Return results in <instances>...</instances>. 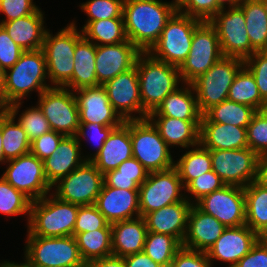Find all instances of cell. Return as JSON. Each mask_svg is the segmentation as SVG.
<instances>
[{"label":"cell","instance_id":"cell-15","mask_svg":"<svg viewBox=\"0 0 267 267\" xmlns=\"http://www.w3.org/2000/svg\"><path fill=\"white\" fill-rule=\"evenodd\" d=\"M103 183V174L91 161H85L54 184L57 187L54 194L60 200L79 206L93 205Z\"/></svg>","mask_w":267,"mask_h":267},{"label":"cell","instance_id":"cell-52","mask_svg":"<svg viewBox=\"0 0 267 267\" xmlns=\"http://www.w3.org/2000/svg\"><path fill=\"white\" fill-rule=\"evenodd\" d=\"M24 50L18 46L0 25V67L7 71L18 60Z\"/></svg>","mask_w":267,"mask_h":267},{"label":"cell","instance_id":"cell-33","mask_svg":"<svg viewBox=\"0 0 267 267\" xmlns=\"http://www.w3.org/2000/svg\"><path fill=\"white\" fill-rule=\"evenodd\" d=\"M96 45L84 36L77 42L74 51V69L71 80L64 86L73 91L83 87H96Z\"/></svg>","mask_w":267,"mask_h":267},{"label":"cell","instance_id":"cell-55","mask_svg":"<svg viewBox=\"0 0 267 267\" xmlns=\"http://www.w3.org/2000/svg\"><path fill=\"white\" fill-rule=\"evenodd\" d=\"M117 127H108L105 125H101L98 123H80L79 124V129L76 134V137L78 141H80L81 137H86L88 132H92L91 134V139L95 140L98 144V148L96 149V153L92 157L84 158L86 161H90L103 147L104 142L106 139L109 137L111 132ZM87 130V131H86ZM87 132V133H86Z\"/></svg>","mask_w":267,"mask_h":267},{"label":"cell","instance_id":"cell-53","mask_svg":"<svg viewBox=\"0 0 267 267\" xmlns=\"http://www.w3.org/2000/svg\"><path fill=\"white\" fill-rule=\"evenodd\" d=\"M170 267H212L206 252L181 247L175 254Z\"/></svg>","mask_w":267,"mask_h":267},{"label":"cell","instance_id":"cell-51","mask_svg":"<svg viewBox=\"0 0 267 267\" xmlns=\"http://www.w3.org/2000/svg\"><path fill=\"white\" fill-rule=\"evenodd\" d=\"M64 137L62 133L51 130L31 142L30 152L43 161L56 151Z\"/></svg>","mask_w":267,"mask_h":267},{"label":"cell","instance_id":"cell-10","mask_svg":"<svg viewBox=\"0 0 267 267\" xmlns=\"http://www.w3.org/2000/svg\"><path fill=\"white\" fill-rule=\"evenodd\" d=\"M222 57L215 28L209 22H202L194 30L191 49L178 68L182 82L191 84Z\"/></svg>","mask_w":267,"mask_h":267},{"label":"cell","instance_id":"cell-62","mask_svg":"<svg viewBox=\"0 0 267 267\" xmlns=\"http://www.w3.org/2000/svg\"><path fill=\"white\" fill-rule=\"evenodd\" d=\"M0 162L5 163V157L3 151V137L1 132V108H0Z\"/></svg>","mask_w":267,"mask_h":267},{"label":"cell","instance_id":"cell-6","mask_svg":"<svg viewBox=\"0 0 267 267\" xmlns=\"http://www.w3.org/2000/svg\"><path fill=\"white\" fill-rule=\"evenodd\" d=\"M83 37L75 23H70L54 37L47 30L42 50L47 64L48 79L55 87H64L72 78L74 51L77 42Z\"/></svg>","mask_w":267,"mask_h":267},{"label":"cell","instance_id":"cell-60","mask_svg":"<svg viewBox=\"0 0 267 267\" xmlns=\"http://www.w3.org/2000/svg\"><path fill=\"white\" fill-rule=\"evenodd\" d=\"M243 0H216L217 4L222 8L226 9V3L229 4V8L231 7H238ZM225 5V6H224Z\"/></svg>","mask_w":267,"mask_h":267},{"label":"cell","instance_id":"cell-29","mask_svg":"<svg viewBox=\"0 0 267 267\" xmlns=\"http://www.w3.org/2000/svg\"><path fill=\"white\" fill-rule=\"evenodd\" d=\"M147 118L158 129L168 147L179 145L188 148L200 144L201 121H186L168 116H148Z\"/></svg>","mask_w":267,"mask_h":267},{"label":"cell","instance_id":"cell-30","mask_svg":"<svg viewBox=\"0 0 267 267\" xmlns=\"http://www.w3.org/2000/svg\"><path fill=\"white\" fill-rule=\"evenodd\" d=\"M200 144L208 150H231L248 147L244 127L221 123H200Z\"/></svg>","mask_w":267,"mask_h":267},{"label":"cell","instance_id":"cell-3","mask_svg":"<svg viewBox=\"0 0 267 267\" xmlns=\"http://www.w3.org/2000/svg\"><path fill=\"white\" fill-rule=\"evenodd\" d=\"M142 108L149 115L155 111L164 98L174 92L181 81L176 66L154 58L148 52H141L136 60Z\"/></svg>","mask_w":267,"mask_h":267},{"label":"cell","instance_id":"cell-8","mask_svg":"<svg viewBox=\"0 0 267 267\" xmlns=\"http://www.w3.org/2000/svg\"><path fill=\"white\" fill-rule=\"evenodd\" d=\"M133 157L150 172L174 167L173 158L158 129L148 119L130 120Z\"/></svg>","mask_w":267,"mask_h":267},{"label":"cell","instance_id":"cell-22","mask_svg":"<svg viewBox=\"0 0 267 267\" xmlns=\"http://www.w3.org/2000/svg\"><path fill=\"white\" fill-rule=\"evenodd\" d=\"M94 205L110 224L137 218L140 216L139 190H123L103 183Z\"/></svg>","mask_w":267,"mask_h":267},{"label":"cell","instance_id":"cell-19","mask_svg":"<svg viewBox=\"0 0 267 267\" xmlns=\"http://www.w3.org/2000/svg\"><path fill=\"white\" fill-rule=\"evenodd\" d=\"M140 53L128 39L119 44L96 45L97 86L104 85L120 73L133 68Z\"/></svg>","mask_w":267,"mask_h":267},{"label":"cell","instance_id":"cell-14","mask_svg":"<svg viewBox=\"0 0 267 267\" xmlns=\"http://www.w3.org/2000/svg\"><path fill=\"white\" fill-rule=\"evenodd\" d=\"M212 170L225 185L246 187L257 177L259 156L249 147L231 150H210Z\"/></svg>","mask_w":267,"mask_h":267},{"label":"cell","instance_id":"cell-61","mask_svg":"<svg viewBox=\"0 0 267 267\" xmlns=\"http://www.w3.org/2000/svg\"><path fill=\"white\" fill-rule=\"evenodd\" d=\"M2 267H38V266H35L33 264H31L29 261L25 260V263H20V264H16V263H12V262H7V261H4L2 263Z\"/></svg>","mask_w":267,"mask_h":267},{"label":"cell","instance_id":"cell-56","mask_svg":"<svg viewBox=\"0 0 267 267\" xmlns=\"http://www.w3.org/2000/svg\"><path fill=\"white\" fill-rule=\"evenodd\" d=\"M233 267H267V240L261 237Z\"/></svg>","mask_w":267,"mask_h":267},{"label":"cell","instance_id":"cell-65","mask_svg":"<svg viewBox=\"0 0 267 267\" xmlns=\"http://www.w3.org/2000/svg\"><path fill=\"white\" fill-rule=\"evenodd\" d=\"M267 14V0H261Z\"/></svg>","mask_w":267,"mask_h":267},{"label":"cell","instance_id":"cell-5","mask_svg":"<svg viewBox=\"0 0 267 267\" xmlns=\"http://www.w3.org/2000/svg\"><path fill=\"white\" fill-rule=\"evenodd\" d=\"M202 22L177 10L167 21L159 40L148 53L158 60L179 68L191 49L194 30Z\"/></svg>","mask_w":267,"mask_h":267},{"label":"cell","instance_id":"cell-40","mask_svg":"<svg viewBox=\"0 0 267 267\" xmlns=\"http://www.w3.org/2000/svg\"><path fill=\"white\" fill-rule=\"evenodd\" d=\"M174 168L185 188L192 180L212 170L210 150L198 144L196 148L188 152L174 162Z\"/></svg>","mask_w":267,"mask_h":267},{"label":"cell","instance_id":"cell-47","mask_svg":"<svg viewBox=\"0 0 267 267\" xmlns=\"http://www.w3.org/2000/svg\"><path fill=\"white\" fill-rule=\"evenodd\" d=\"M18 124L24 129L30 142L51 131L48 120L37 105L19 115Z\"/></svg>","mask_w":267,"mask_h":267},{"label":"cell","instance_id":"cell-4","mask_svg":"<svg viewBox=\"0 0 267 267\" xmlns=\"http://www.w3.org/2000/svg\"><path fill=\"white\" fill-rule=\"evenodd\" d=\"M45 195L31 201L28 217V236H73L79 205Z\"/></svg>","mask_w":267,"mask_h":267},{"label":"cell","instance_id":"cell-12","mask_svg":"<svg viewBox=\"0 0 267 267\" xmlns=\"http://www.w3.org/2000/svg\"><path fill=\"white\" fill-rule=\"evenodd\" d=\"M209 23L217 32L223 57L245 60L256 51L249 41L245 15L240 6L228 11L221 9Z\"/></svg>","mask_w":267,"mask_h":267},{"label":"cell","instance_id":"cell-41","mask_svg":"<svg viewBox=\"0 0 267 267\" xmlns=\"http://www.w3.org/2000/svg\"><path fill=\"white\" fill-rule=\"evenodd\" d=\"M81 32L87 40L93 43L96 40L95 45L119 44L127 40L123 18L92 21L84 25Z\"/></svg>","mask_w":267,"mask_h":267},{"label":"cell","instance_id":"cell-64","mask_svg":"<svg viewBox=\"0 0 267 267\" xmlns=\"http://www.w3.org/2000/svg\"><path fill=\"white\" fill-rule=\"evenodd\" d=\"M185 0H175L173 4L178 8Z\"/></svg>","mask_w":267,"mask_h":267},{"label":"cell","instance_id":"cell-50","mask_svg":"<svg viewBox=\"0 0 267 267\" xmlns=\"http://www.w3.org/2000/svg\"><path fill=\"white\" fill-rule=\"evenodd\" d=\"M225 186L221 178L213 171H209L192 180L184 190L190 193L195 201Z\"/></svg>","mask_w":267,"mask_h":267},{"label":"cell","instance_id":"cell-27","mask_svg":"<svg viewBox=\"0 0 267 267\" xmlns=\"http://www.w3.org/2000/svg\"><path fill=\"white\" fill-rule=\"evenodd\" d=\"M111 229L113 256L123 258L143 252L148 232L144 217L112 223Z\"/></svg>","mask_w":267,"mask_h":267},{"label":"cell","instance_id":"cell-44","mask_svg":"<svg viewBox=\"0 0 267 267\" xmlns=\"http://www.w3.org/2000/svg\"><path fill=\"white\" fill-rule=\"evenodd\" d=\"M246 131L248 147L258 156L267 154V109L253 115Z\"/></svg>","mask_w":267,"mask_h":267},{"label":"cell","instance_id":"cell-48","mask_svg":"<svg viewBox=\"0 0 267 267\" xmlns=\"http://www.w3.org/2000/svg\"><path fill=\"white\" fill-rule=\"evenodd\" d=\"M244 66L252 73L261 98L267 103V50L255 51L244 60Z\"/></svg>","mask_w":267,"mask_h":267},{"label":"cell","instance_id":"cell-25","mask_svg":"<svg viewBox=\"0 0 267 267\" xmlns=\"http://www.w3.org/2000/svg\"><path fill=\"white\" fill-rule=\"evenodd\" d=\"M132 157L130 120H128L111 132L101 150L90 161L102 174H105Z\"/></svg>","mask_w":267,"mask_h":267},{"label":"cell","instance_id":"cell-20","mask_svg":"<svg viewBox=\"0 0 267 267\" xmlns=\"http://www.w3.org/2000/svg\"><path fill=\"white\" fill-rule=\"evenodd\" d=\"M74 93H76L79 110V123H98L108 127H119L125 122L112 107L102 85L83 87L75 90Z\"/></svg>","mask_w":267,"mask_h":267},{"label":"cell","instance_id":"cell-49","mask_svg":"<svg viewBox=\"0 0 267 267\" xmlns=\"http://www.w3.org/2000/svg\"><path fill=\"white\" fill-rule=\"evenodd\" d=\"M221 9L216 0H185L178 7L180 13L203 22H209Z\"/></svg>","mask_w":267,"mask_h":267},{"label":"cell","instance_id":"cell-58","mask_svg":"<svg viewBox=\"0 0 267 267\" xmlns=\"http://www.w3.org/2000/svg\"><path fill=\"white\" fill-rule=\"evenodd\" d=\"M86 267H126L124 258L109 256L100 258L87 263Z\"/></svg>","mask_w":267,"mask_h":267},{"label":"cell","instance_id":"cell-35","mask_svg":"<svg viewBox=\"0 0 267 267\" xmlns=\"http://www.w3.org/2000/svg\"><path fill=\"white\" fill-rule=\"evenodd\" d=\"M257 111L245 104L229 101L212 106L201 117V123H221L247 128Z\"/></svg>","mask_w":267,"mask_h":267},{"label":"cell","instance_id":"cell-63","mask_svg":"<svg viewBox=\"0 0 267 267\" xmlns=\"http://www.w3.org/2000/svg\"><path fill=\"white\" fill-rule=\"evenodd\" d=\"M3 85H4V70L0 67V108H2Z\"/></svg>","mask_w":267,"mask_h":267},{"label":"cell","instance_id":"cell-13","mask_svg":"<svg viewBox=\"0 0 267 267\" xmlns=\"http://www.w3.org/2000/svg\"><path fill=\"white\" fill-rule=\"evenodd\" d=\"M182 189L185 188L174 167L148 173L147 179L138 189L140 216L144 217L147 213L182 201Z\"/></svg>","mask_w":267,"mask_h":267},{"label":"cell","instance_id":"cell-28","mask_svg":"<svg viewBox=\"0 0 267 267\" xmlns=\"http://www.w3.org/2000/svg\"><path fill=\"white\" fill-rule=\"evenodd\" d=\"M43 13L38 9L33 14L0 25L7 31L11 39L24 51L42 49L46 29H44Z\"/></svg>","mask_w":267,"mask_h":267},{"label":"cell","instance_id":"cell-7","mask_svg":"<svg viewBox=\"0 0 267 267\" xmlns=\"http://www.w3.org/2000/svg\"><path fill=\"white\" fill-rule=\"evenodd\" d=\"M243 66L241 58L222 57L191 83L202 115L212 106L227 100L230 86Z\"/></svg>","mask_w":267,"mask_h":267},{"label":"cell","instance_id":"cell-9","mask_svg":"<svg viewBox=\"0 0 267 267\" xmlns=\"http://www.w3.org/2000/svg\"><path fill=\"white\" fill-rule=\"evenodd\" d=\"M25 259L38 267H86L74 236H28Z\"/></svg>","mask_w":267,"mask_h":267},{"label":"cell","instance_id":"cell-26","mask_svg":"<svg viewBox=\"0 0 267 267\" xmlns=\"http://www.w3.org/2000/svg\"><path fill=\"white\" fill-rule=\"evenodd\" d=\"M80 146L76 136H65L56 151L43 160L44 174L51 186L86 161L80 156Z\"/></svg>","mask_w":267,"mask_h":267},{"label":"cell","instance_id":"cell-24","mask_svg":"<svg viewBox=\"0 0 267 267\" xmlns=\"http://www.w3.org/2000/svg\"><path fill=\"white\" fill-rule=\"evenodd\" d=\"M225 228L226 226L215 217L204 213L193 203L188 215L187 231L182 246L207 252Z\"/></svg>","mask_w":267,"mask_h":267},{"label":"cell","instance_id":"cell-54","mask_svg":"<svg viewBox=\"0 0 267 267\" xmlns=\"http://www.w3.org/2000/svg\"><path fill=\"white\" fill-rule=\"evenodd\" d=\"M38 9L33 0H0V12L7 16L2 22L28 16Z\"/></svg>","mask_w":267,"mask_h":267},{"label":"cell","instance_id":"cell-46","mask_svg":"<svg viewBox=\"0 0 267 267\" xmlns=\"http://www.w3.org/2000/svg\"><path fill=\"white\" fill-rule=\"evenodd\" d=\"M96 229H111V224L94 204L79 206L73 236Z\"/></svg>","mask_w":267,"mask_h":267},{"label":"cell","instance_id":"cell-59","mask_svg":"<svg viewBox=\"0 0 267 267\" xmlns=\"http://www.w3.org/2000/svg\"><path fill=\"white\" fill-rule=\"evenodd\" d=\"M256 182L267 188V154L259 156Z\"/></svg>","mask_w":267,"mask_h":267},{"label":"cell","instance_id":"cell-16","mask_svg":"<svg viewBox=\"0 0 267 267\" xmlns=\"http://www.w3.org/2000/svg\"><path fill=\"white\" fill-rule=\"evenodd\" d=\"M8 162L2 177L31 201L41 199L52 189L44 174L43 161L31 152Z\"/></svg>","mask_w":267,"mask_h":267},{"label":"cell","instance_id":"cell-45","mask_svg":"<svg viewBox=\"0 0 267 267\" xmlns=\"http://www.w3.org/2000/svg\"><path fill=\"white\" fill-rule=\"evenodd\" d=\"M123 6L124 0H89L80 7L90 17L88 24L97 20L123 18Z\"/></svg>","mask_w":267,"mask_h":267},{"label":"cell","instance_id":"cell-57","mask_svg":"<svg viewBox=\"0 0 267 267\" xmlns=\"http://www.w3.org/2000/svg\"><path fill=\"white\" fill-rule=\"evenodd\" d=\"M123 258L126 267H163L160 264L154 262L144 252L135 253Z\"/></svg>","mask_w":267,"mask_h":267},{"label":"cell","instance_id":"cell-23","mask_svg":"<svg viewBox=\"0 0 267 267\" xmlns=\"http://www.w3.org/2000/svg\"><path fill=\"white\" fill-rule=\"evenodd\" d=\"M184 197L182 201L166 205L144 216L147 230L150 232L171 235L181 244L187 231L188 215L193 202Z\"/></svg>","mask_w":267,"mask_h":267},{"label":"cell","instance_id":"cell-31","mask_svg":"<svg viewBox=\"0 0 267 267\" xmlns=\"http://www.w3.org/2000/svg\"><path fill=\"white\" fill-rule=\"evenodd\" d=\"M21 104L20 101L1 108V132L5 162L25 155L31 149V142L26 132L18 122H14Z\"/></svg>","mask_w":267,"mask_h":267},{"label":"cell","instance_id":"cell-1","mask_svg":"<svg viewBox=\"0 0 267 267\" xmlns=\"http://www.w3.org/2000/svg\"><path fill=\"white\" fill-rule=\"evenodd\" d=\"M177 10L172 2L124 0L123 19L127 39L141 52H148Z\"/></svg>","mask_w":267,"mask_h":267},{"label":"cell","instance_id":"cell-37","mask_svg":"<svg viewBox=\"0 0 267 267\" xmlns=\"http://www.w3.org/2000/svg\"><path fill=\"white\" fill-rule=\"evenodd\" d=\"M148 171L134 157L122 162L116 169L103 174L104 184L123 190H138L147 179Z\"/></svg>","mask_w":267,"mask_h":267},{"label":"cell","instance_id":"cell-17","mask_svg":"<svg viewBox=\"0 0 267 267\" xmlns=\"http://www.w3.org/2000/svg\"><path fill=\"white\" fill-rule=\"evenodd\" d=\"M195 205L204 213L215 217L226 227L245 225L244 187L225 185L221 189L203 196Z\"/></svg>","mask_w":267,"mask_h":267},{"label":"cell","instance_id":"cell-2","mask_svg":"<svg viewBox=\"0 0 267 267\" xmlns=\"http://www.w3.org/2000/svg\"><path fill=\"white\" fill-rule=\"evenodd\" d=\"M4 71V85L2 92V108L12 103L20 102L28 93L38 91L40 95L50 88L47 79V64L42 49L24 51L19 60ZM9 72V73H7Z\"/></svg>","mask_w":267,"mask_h":267},{"label":"cell","instance_id":"cell-38","mask_svg":"<svg viewBox=\"0 0 267 267\" xmlns=\"http://www.w3.org/2000/svg\"><path fill=\"white\" fill-rule=\"evenodd\" d=\"M227 99L248 105L256 111L266 110L267 103L261 98L252 73L243 66L230 86Z\"/></svg>","mask_w":267,"mask_h":267},{"label":"cell","instance_id":"cell-21","mask_svg":"<svg viewBox=\"0 0 267 267\" xmlns=\"http://www.w3.org/2000/svg\"><path fill=\"white\" fill-rule=\"evenodd\" d=\"M261 237L246 224L237 227H226L213 246L206 252L209 261L213 259L229 262L233 267Z\"/></svg>","mask_w":267,"mask_h":267},{"label":"cell","instance_id":"cell-11","mask_svg":"<svg viewBox=\"0 0 267 267\" xmlns=\"http://www.w3.org/2000/svg\"><path fill=\"white\" fill-rule=\"evenodd\" d=\"M38 97V106L48 120L51 130L65 136H76L80 123L73 90L51 86Z\"/></svg>","mask_w":267,"mask_h":267},{"label":"cell","instance_id":"cell-43","mask_svg":"<svg viewBox=\"0 0 267 267\" xmlns=\"http://www.w3.org/2000/svg\"><path fill=\"white\" fill-rule=\"evenodd\" d=\"M30 205L27 196L0 177V213L9 216L27 213L30 216Z\"/></svg>","mask_w":267,"mask_h":267},{"label":"cell","instance_id":"cell-42","mask_svg":"<svg viewBox=\"0 0 267 267\" xmlns=\"http://www.w3.org/2000/svg\"><path fill=\"white\" fill-rule=\"evenodd\" d=\"M182 244L173 236L147 232L143 252L163 267H170Z\"/></svg>","mask_w":267,"mask_h":267},{"label":"cell","instance_id":"cell-39","mask_svg":"<svg viewBox=\"0 0 267 267\" xmlns=\"http://www.w3.org/2000/svg\"><path fill=\"white\" fill-rule=\"evenodd\" d=\"M85 263L112 256V229H96L75 236Z\"/></svg>","mask_w":267,"mask_h":267},{"label":"cell","instance_id":"cell-32","mask_svg":"<svg viewBox=\"0 0 267 267\" xmlns=\"http://www.w3.org/2000/svg\"><path fill=\"white\" fill-rule=\"evenodd\" d=\"M186 88H177L168 94L157 109L148 116H168L186 121H201L202 114L197 105L196 94L192 84Z\"/></svg>","mask_w":267,"mask_h":267},{"label":"cell","instance_id":"cell-36","mask_svg":"<svg viewBox=\"0 0 267 267\" xmlns=\"http://www.w3.org/2000/svg\"><path fill=\"white\" fill-rule=\"evenodd\" d=\"M245 15L246 31L256 51L267 50V14L261 0H243L239 5Z\"/></svg>","mask_w":267,"mask_h":267},{"label":"cell","instance_id":"cell-18","mask_svg":"<svg viewBox=\"0 0 267 267\" xmlns=\"http://www.w3.org/2000/svg\"><path fill=\"white\" fill-rule=\"evenodd\" d=\"M102 86L107 92L112 107L124 121L146 119L148 117V114L142 108L136 65ZM132 112H138L140 116L133 117Z\"/></svg>","mask_w":267,"mask_h":267},{"label":"cell","instance_id":"cell-34","mask_svg":"<svg viewBox=\"0 0 267 267\" xmlns=\"http://www.w3.org/2000/svg\"><path fill=\"white\" fill-rule=\"evenodd\" d=\"M246 220L249 226L260 237L267 234V188L256 181L244 187Z\"/></svg>","mask_w":267,"mask_h":267}]
</instances>
